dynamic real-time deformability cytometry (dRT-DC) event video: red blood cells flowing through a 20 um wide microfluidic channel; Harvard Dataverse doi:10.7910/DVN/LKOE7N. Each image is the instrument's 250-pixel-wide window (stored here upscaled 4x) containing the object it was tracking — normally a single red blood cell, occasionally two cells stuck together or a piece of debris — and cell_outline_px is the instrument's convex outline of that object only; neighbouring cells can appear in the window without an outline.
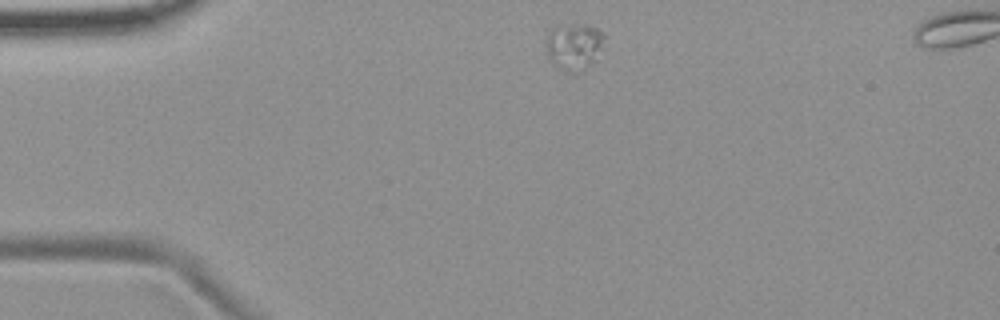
{"species": "common noctule bat (a hibernating species)", "species_latin": "Nyctalus noctula", "temperature_condition": "room temperature", "stored_images_in_passage": 3, "camera_frame_rate_fps": 3000, "um_per_image_px": 0.085, "animal": {"sex": "female", "body_mass_g": 19.9}, "frame": {"image": 1, "passage_image": 1, "time_ms": 0.0, "image_size_px": [1000, 320], "cell_outline_px": [[604, 36], [596, 60], [572, 72], [568, 72], [560, 68], [548, 56], [548, 32], [556, 24], [588, 24], [604, 32]], "centroid_in_image_um": [48.8, 3.86], "position_along_channel_um": 36.2, "area_um2": 15.32}}